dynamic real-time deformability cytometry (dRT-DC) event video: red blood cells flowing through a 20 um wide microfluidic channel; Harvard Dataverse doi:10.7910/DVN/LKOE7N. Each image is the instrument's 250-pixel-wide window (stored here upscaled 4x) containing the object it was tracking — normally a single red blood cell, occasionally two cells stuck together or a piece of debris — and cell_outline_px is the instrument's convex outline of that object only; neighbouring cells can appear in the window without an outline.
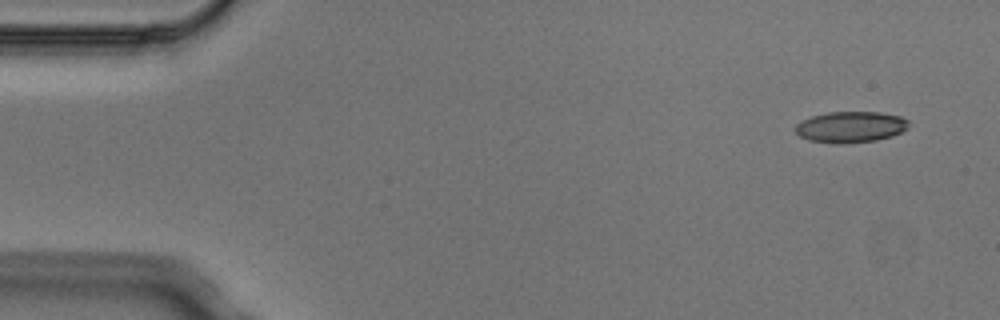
{"species": "Egyptian fruit bat (a non-hibernating species)", "species_latin": "Rousettus aegyptiacus", "temperature_condition": "cold", "stored_images_in_passage": 5, "segment_of_instrument_passage": [1, 2], "camera_frame_rate_fps": 3000, "um_per_image_px": 0.085, "animal": {"sex": "male"}, "frame": {"image": 1, "passage_image": 1, "time_ms": 0.0, "image_size_px": [1000, 320], "cell_outline_px": [[908, 128], [892, 136], [876, 140], [840, 144], [832, 144], [808, 140], [800, 136], [796, 132], [796, 124], [800, 120], [812, 116], [828, 112], [880, 112], [900, 116], [908, 120]], "centroid_in_image_um": [72.28, 10.79], "position_along_channel_um": 12.7, "area_um2": 20.63}}